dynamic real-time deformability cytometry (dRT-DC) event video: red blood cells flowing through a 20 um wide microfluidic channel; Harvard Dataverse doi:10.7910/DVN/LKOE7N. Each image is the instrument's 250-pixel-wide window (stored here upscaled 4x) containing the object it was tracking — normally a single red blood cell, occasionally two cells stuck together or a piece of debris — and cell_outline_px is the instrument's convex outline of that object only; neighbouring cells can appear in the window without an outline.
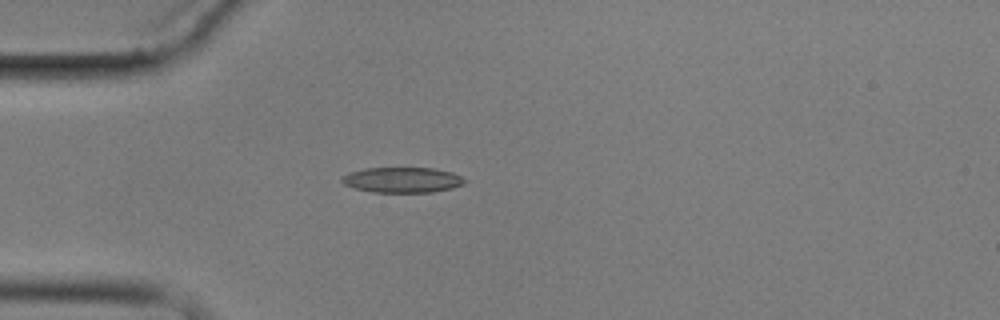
{"species": "common noctule bat (a hibernating species)", "species_latin": "Nyctalus noctula", "temperature_condition": "cold", "stored_images_in_passage": 1, "camera_frame_rate_fps": 3000, "um_per_image_px": 0.085, "animal": {"sex": "male", "body_mass_g": 17.9}, "frame": {"image": 1, "passage_image": 1, "time_ms": 0.0, "image_size_px": [1000, 320], "cell_outline_px": [[468, 180], [464, 184], [452, 188], [432, 192], [372, 192], [356, 188], [344, 184], [340, 180], [348, 172], [364, 168], [432, 168], [452, 172]], "centroid_in_image_um": [34.21, 15.29], "position_along_channel_um": 50.8, "area_um2": 18.15}}